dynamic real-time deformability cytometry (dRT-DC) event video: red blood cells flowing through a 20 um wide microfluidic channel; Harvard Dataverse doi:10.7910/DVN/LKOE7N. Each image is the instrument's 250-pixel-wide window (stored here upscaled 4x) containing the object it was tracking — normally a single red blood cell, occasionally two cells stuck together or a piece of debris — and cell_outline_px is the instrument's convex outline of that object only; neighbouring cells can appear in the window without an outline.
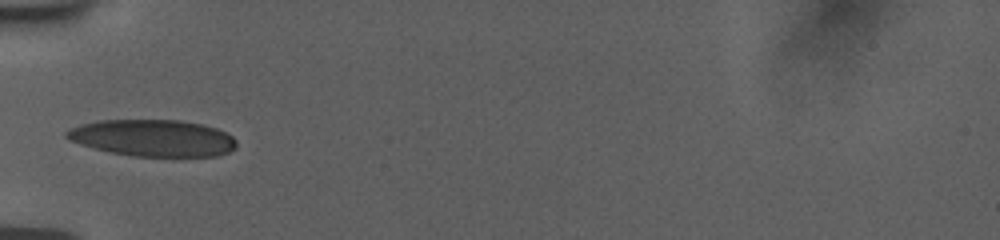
{"species": "human", "species_latin": "Homo sapiens", "temperature_condition": "room temperature", "stored_images_in_passage": 34, "camera_frame_rate_fps": 3000, "um_per_image_px": 0.085, "donor": {"sex": "female"}, "frame": {"image": 1, "passage_image": 1, "time_ms": 0.0, "image_size_px": [1000, 240], "cell_outline_px": [[236, 148], [228, 152], [216, 156], [132, 156], [112, 152], [80, 144], [68, 140], [64, 136], [64, 132], [80, 124], [100, 120], [180, 120], [204, 124], [216, 128], [232, 136], [236, 140]], "centroid_in_image_um": [13.0, 11.72], "position_along_channel_um": 72.0, "area_um2": 36.36}}
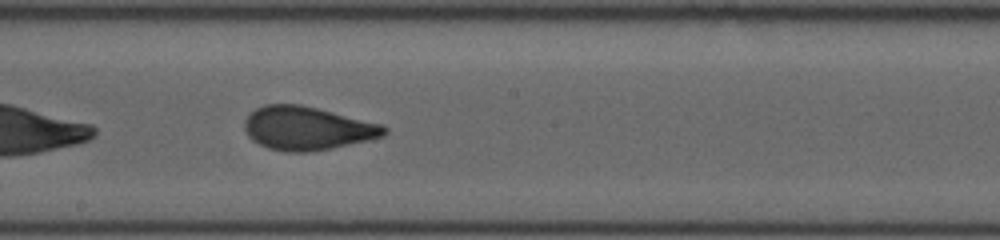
{"frame": {"image": 2, "passage_image": 13, "time_ms": 4.0, "image_size_px": [1000, 240], "cell_outline_px": [[388, 132], [384, 136], [372, 140], [332, 148], [308, 152], [284, 152], [268, 148], [252, 140], [248, 136], [244, 128], [244, 120], [256, 108], [264, 104], [300, 104], [380, 124], [388, 128]], "centroid_in_image_um": [26.11, 10.92], "position_along_channel_um": 222.1, "area_um2": 35.37}}
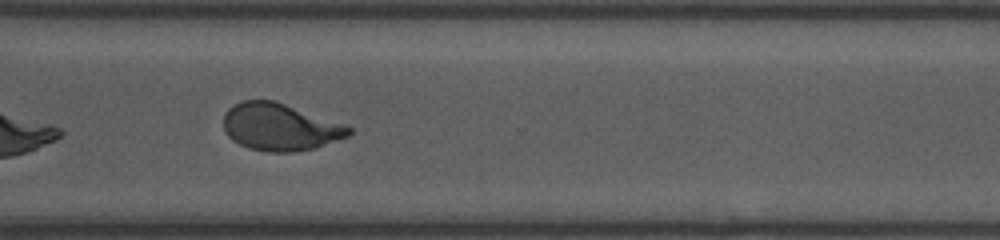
{"frame": {"image": 3, "passage_image": 23, "time_ms": 7.333, "image_size_px": [1000, 240], "cell_outline_px": [[352, 132], [348, 136], [316, 148], [292, 152], [268, 152], [248, 148], [232, 140], [224, 132], [224, 112], [232, 104], [240, 100], [276, 100], [344, 124], [352, 128]], "centroid_in_image_um": [23.77, 10.78], "position_along_channel_um": 346.8, "area_um2": 34.8}, "authors_computed_cell_mechanics": {"area_um2": 35.1424, "velocity_mm_per_s": 3.7597, "shape_relaxation_time_tau1_ms": 8.4976, "shape_relaxation_time_tau2_ms": 0.8718, "deformation_change_tau1": 0.2629, "deformation_change_tau2": 0.0769}}